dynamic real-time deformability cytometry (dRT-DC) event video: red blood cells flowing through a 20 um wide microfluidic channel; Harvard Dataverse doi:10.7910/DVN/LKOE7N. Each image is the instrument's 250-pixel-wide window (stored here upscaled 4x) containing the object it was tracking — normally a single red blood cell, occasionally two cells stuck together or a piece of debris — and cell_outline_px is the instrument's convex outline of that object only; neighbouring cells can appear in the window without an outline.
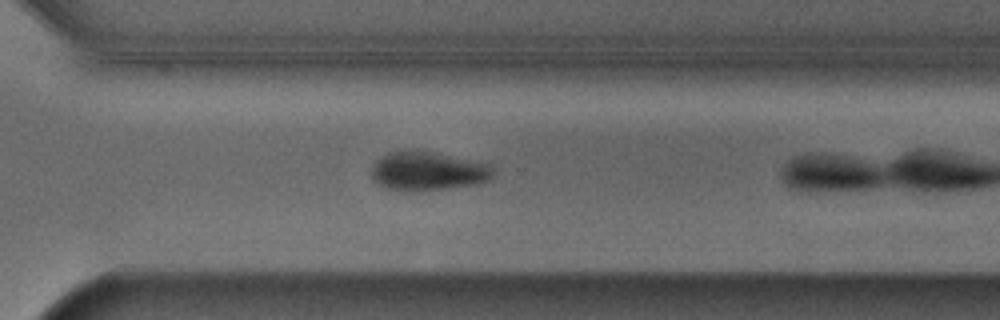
{"species": "Egyptian fruit bat (a non-hibernating species)", "species_latin": "Rousettus aegyptiacus", "temperature_condition": "cold", "stored_images_in_passage": 20, "camera_frame_rate_fps": 3000, "um_per_image_px": 0.085, "animal": {"sex": "male"}, "frame": {"image": 1, "passage_image": 19, "time_ms": 6.0, "image_size_px": [1000, 320], "cell_outline_px": [[492, 176], [488, 180], [476, 184], [448, 188], [412, 192], [404, 192], [384, 188], [372, 180], [372, 168], [376, 160], [388, 152], [420, 148], [488, 164], [492, 168]], "centroid_in_image_um": [36.29, 14.53], "position_along_channel_um": 334.3, "area_um2": 28.09}}